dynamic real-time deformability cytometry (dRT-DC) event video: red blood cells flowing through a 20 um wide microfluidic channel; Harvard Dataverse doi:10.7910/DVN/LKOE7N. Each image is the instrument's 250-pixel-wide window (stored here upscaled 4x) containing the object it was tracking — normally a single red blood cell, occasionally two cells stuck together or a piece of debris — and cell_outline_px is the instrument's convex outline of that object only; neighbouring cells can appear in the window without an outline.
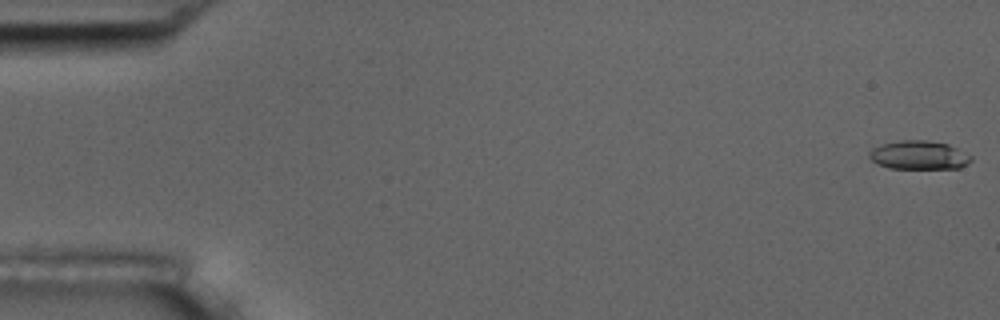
{"species": "common noctule bat (a hibernating species)", "species_latin": "Nyctalus noctula", "temperature_condition": "room temperature", "stored_images_in_passage": 56, "camera_frame_rate_fps": 3000, "um_per_image_px": 0.085, "animal": {"sex": "male", "body_mass_g": 17.5, "forearm_length_mm": 52.3}, "frame": {"image": 1, "passage_image": 1, "time_ms": 0.0, "image_size_px": [1000, 320], "cell_outline_px": [[972, 160], [968, 164], [960, 168], [888, 168], [876, 164], [868, 156], [868, 152], [872, 148], [884, 144], [900, 140], [928, 140], [948, 144], [972, 156]], "centroid_in_image_um": [78.1, 13.19], "position_along_channel_um": 6.9, "area_um2": 17.05}}
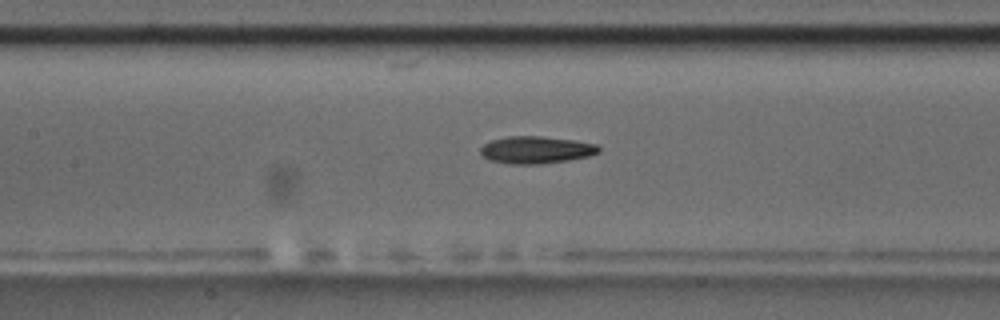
{"frame": {"image": 2, "passage_image": 26, "time_ms": 8.333, "image_size_px": [1000, 320], "cell_outline_px": [[600, 152], [588, 156], [568, 160], [540, 164], [508, 164], [488, 160], [480, 152], [480, 148], [484, 144], [492, 140], [508, 136], [540, 136], [572, 140], [596, 144], [600, 148]], "centroid_in_image_um": [45.54, 12.74], "position_along_channel_um": 161.9, "area_um2": 18.73}}
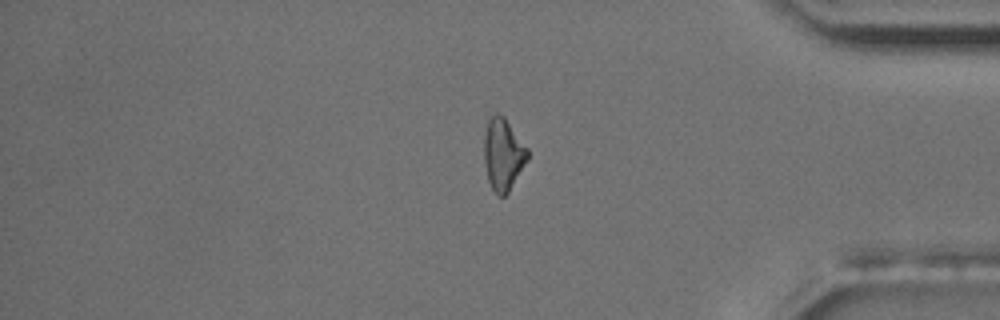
{"frame": {"image": 3, "passage_image": 47, "time_ms": 15.333, "image_size_px": [1000, 320], "cell_outline_px": [[528, 160], [508, 192], [504, 196], [496, 196], [488, 180], [484, 164], [484, 132], [488, 120], [496, 112], [504, 116], [528, 148]], "centroid_in_image_um": [42.76, 13.11], "position_along_channel_um": 392.4, "area_um2": 18.38}, "authors_computed_cell_mechanics": {"area_um2": 18.1781, "velocity_mm_per_s": 3.6434, "shape_relaxation_time_tau1_ms": 6.7766, "shape_relaxation_time_tau2_ms": 8.4351, "deformation_change_tau1": 0.1721, "deformation_change_tau2": 0.1811}}